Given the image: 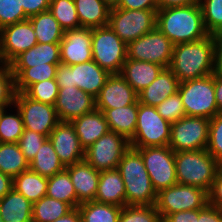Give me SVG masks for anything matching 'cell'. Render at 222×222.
Returning a JSON list of instances; mask_svg holds the SVG:
<instances>
[{"label": "cell", "mask_w": 222, "mask_h": 222, "mask_svg": "<svg viewBox=\"0 0 222 222\" xmlns=\"http://www.w3.org/2000/svg\"><path fill=\"white\" fill-rule=\"evenodd\" d=\"M49 11L64 31L80 27L74 0H50Z\"/></svg>", "instance_id": "obj_38"}, {"label": "cell", "mask_w": 222, "mask_h": 222, "mask_svg": "<svg viewBox=\"0 0 222 222\" xmlns=\"http://www.w3.org/2000/svg\"><path fill=\"white\" fill-rule=\"evenodd\" d=\"M58 92L56 79H49L32 84L24 93L33 100L54 106Z\"/></svg>", "instance_id": "obj_42"}, {"label": "cell", "mask_w": 222, "mask_h": 222, "mask_svg": "<svg viewBox=\"0 0 222 222\" xmlns=\"http://www.w3.org/2000/svg\"><path fill=\"white\" fill-rule=\"evenodd\" d=\"M33 204L14 189L0 199V217L4 222H32Z\"/></svg>", "instance_id": "obj_28"}, {"label": "cell", "mask_w": 222, "mask_h": 222, "mask_svg": "<svg viewBox=\"0 0 222 222\" xmlns=\"http://www.w3.org/2000/svg\"><path fill=\"white\" fill-rule=\"evenodd\" d=\"M58 65L45 64L40 66H34L25 68L15 78L16 92H25L32 84L41 82L44 80L55 79Z\"/></svg>", "instance_id": "obj_37"}, {"label": "cell", "mask_w": 222, "mask_h": 222, "mask_svg": "<svg viewBox=\"0 0 222 222\" xmlns=\"http://www.w3.org/2000/svg\"><path fill=\"white\" fill-rule=\"evenodd\" d=\"M212 74L216 77L222 78V39L217 42L214 51V62Z\"/></svg>", "instance_id": "obj_54"}, {"label": "cell", "mask_w": 222, "mask_h": 222, "mask_svg": "<svg viewBox=\"0 0 222 222\" xmlns=\"http://www.w3.org/2000/svg\"><path fill=\"white\" fill-rule=\"evenodd\" d=\"M119 206L89 201L78 206L82 222H118Z\"/></svg>", "instance_id": "obj_36"}, {"label": "cell", "mask_w": 222, "mask_h": 222, "mask_svg": "<svg viewBox=\"0 0 222 222\" xmlns=\"http://www.w3.org/2000/svg\"><path fill=\"white\" fill-rule=\"evenodd\" d=\"M20 0H0V30L8 25L28 20Z\"/></svg>", "instance_id": "obj_43"}, {"label": "cell", "mask_w": 222, "mask_h": 222, "mask_svg": "<svg viewBox=\"0 0 222 222\" xmlns=\"http://www.w3.org/2000/svg\"><path fill=\"white\" fill-rule=\"evenodd\" d=\"M157 10L112 8L108 25L123 42L128 44L156 27Z\"/></svg>", "instance_id": "obj_10"}, {"label": "cell", "mask_w": 222, "mask_h": 222, "mask_svg": "<svg viewBox=\"0 0 222 222\" xmlns=\"http://www.w3.org/2000/svg\"><path fill=\"white\" fill-rule=\"evenodd\" d=\"M94 201L113 204L119 207L126 205L125 185L118 169L100 172L99 184Z\"/></svg>", "instance_id": "obj_26"}, {"label": "cell", "mask_w": 222, "mask_h": 222, "mask_svg": "<svg viewBox=\"0 0 222 222\" xmlns=\"http://www.w3.org/2000/svg\"><path fill=\"white\" fill-rule=\"evenodd\" d=\"M130 142L120 134L109 131L85 149V160L99 172L117 169Z\"/></svg>", "instance_id": "obj_14"}, {"label": "cell", "mask_w": 222, "mask_h": 222, "mask_svg": "<svg viewBox=\"0 0 222 222\" xmlns=\"http://www.w3.org/2000/svg\"><path fill=\"white\" fill-rule=\"evenodd\" d=\"M0 36L2 54L8 65L22 52L38 43L29 19L3 27Z\"/></svg>", "instance_id": "obj_16"}, {"label": "cell", "mask_w": 222, "mask_h": 222, "mask_svg": "<svg viewBox=\"0 0 222 222\" xmlns=\"http://www.w3.org/2000/svg\"><path fill=\"white\" fill-rule=\"evenodd\" d=\"M28 19L32 23L38 43H60L62 41L64 30L49 10Z\"/></svg>", "instance_id": "obj_31"}, {"label": "cell", "mask_w": 222, "mask_h": 222, "mask_svg": "<svg viewBox=\"0 0 222 222\" xmlns=\"http://www.w3.org/2000/svg\"><path fill=\"white\" fill-rule=\"evenodd\" d=\"M13 106L20 111L24 129L49 137L60 122L55 107L29 98L24 92H16Z\"/></svg>", "instance_id": "obj_15"}, {"label": "cell", "mask_w": 222, "mask_h": 222, "mask_svg": "<svg viewBox=\"0 0 222 222\" xmlns=\"http://www.w3.org/2000/svg\"><path fill=\"white\" fill-rule=\"evenodd\" d=\"M157 112L167 121L173 123L186 116L182 100L177 91L156 106Z\"/></svg>", "instance_id": "obj_45"}, {"label": "cell", "mask_w": 222, "mask_h": 222, "mask_svg": "<svg viewBox=\"0 0 222 222\" xmlns=\"http://www.w3.org/2000/svg\"><path fill=\"white\" fill-rule=\"evenodd\" d=\"M29 169V162L18 143L0 142V172L12 179Z\"/></svg>", "instance_id": "obj_33"}, {"label": "cell", "mask_w": 222, "mask_h": 222, "mask_svg": "<svg viewBox=\"0 0 222 222\" xmlns=\"http://www.w3.org/2000/svg\"><path fill=\"white\" fill-rule=\"evenodd\" d=\"M53 222H82L78 208H73L69 213Z\"/></svg>", "instance_id": "obj_57"}, {"label": "cell", "mask_w": 222, "mask_h": 222, "mask_svg": "<svg viewBox=\"0 0 222 222\" xmlns=\"http://www.w3.org/2000/svg\"><path fill=\"white\" fill-rule=\"evenodd\" d=\"M118 222H162L156 205H125Z\"/></svg>", "instance_id": "obj_41"}, {"label": "cell", "mask_w": 222, "mask_h": 222, "mask_svg": "<svg viewBox=\"0 0 222 222\" xmlns=\"http://www.w3.org/2000/svg\"><path fill=\"white\" fill-rule=\"evenodd\" d=\"M47 183L48 178L28 169L13 178V189L33 204L46 195Z\"/></svg>", "instance_id": "obj_30"}, {"label": "cell", "mask_w": 222, "mask_h": 222, "mask_svg": "<svg viewBox=\"0 0 222 222\" xmlns=\"http://www.w3.org/2000/svg\"><path fill=\"white\" fill-rule=\"evenodd\" d=\"M201 0H157V8L165 9L170 7L200 5Z\"/></svg>", "instance_id": "obj_53"}, {"label": "cell", "mask_w": 222, "mask_h": 222, "mask_svg": "<svg viewBox=\"0 0 222 222\" xmlns=\"http://www.w3.org/2000/svg\"><path fill=\"white\" fill-rule=\"evenodd\" d=\"M198 210H186L170 214L163 222H197Z\"/></svg>", "instance_id": "obj_52"}, {"label": "cell", "mask_w": 222, "mask_h": 222, "mask_svg": "<svg viewBox=\"0 0 222 222\" xmlns=\"http://www.w3.org/2000/svg\"><path fill=\"white\" fill-rule=\"evenodd\" d=\"M197 222H222V210L208 203L198 210Z\"/></svg>", "instance_id": "obj_50"}, {"label": "cell", "mask_w": 222, "mask_h": 222, "mask_svg": "<svg viewBox=\"0 0 222 222\" xmlns=\"http://www.w3.org/2000/svg\"><path fill=\"white\" fill-rule=\"evenodd\" d=\"M25 14L28 17L49 10L50 0H20Z\"/></svg>", "instance_id": "obj_49"}, {"label": "cell", "mask_w": 222, "mask_h": 222, "mask_svg": "<svg viewBox=\"0 0 222 222\" xmlns=\"http://www.w3.org/2000/svg\"><path fill=\"white\" fill-rule=\"evenodd\" d=\"M48 138L35 131L24 129L18 144L28 162L35 157L36 153Z\"/></svg>", "instance_id": "obj_47"}, {"label": "cell", "mask_w": 222, "mask_h": 222, "mask_svg": "<svg viewBox=\"0 0 222 222\" xmlns=\"http://www.w3.org/2000/svg\"><path fill=\"white\" fill-rule=\"evenodd\" d=\"M92 59L105 71L120 74L127 59V44L109 25L92 29Z\"/></svg>", "instance_id": "obj_7"}, {"label": "cell", "mask_w": 222, "mask_h": 222, "mask_svg": "<svg viewBox=\"0 0 222 222\" xmlns=\"http://www.w3.org/2000/svg\"><path fill=\"white\" fill-rule=\"evenodd\" d=\"M104 113L109 130L116 132L130 141L135 134L138 103L113 109H97Z\"/></svg>", "instance_id": "obj_27"}, {"label": "cell", "mask_w": 222, "mask_h": 222, "mask_svg": "<svg viewBox=\"0 0 222 222\" xmlns=\"http://www.w3.org/2000/svg\"><path fill=\"white\" fill-rule=\"evenodd\" d=\"M126 190V205H154L157 193L153 189L141 154L130 147L123 155L117 168Z\"/></svg>", "instance_id": "obj_3"}, {"label": "cell", "mask_w": 222, "mask_h": 222, "mask_svg": "<svg viewBox=\"0 0 222 222\" xmlns=\"http://www.w3.org/2000/svg\"><path fill=\"white\" fill-rule=\"evenodd\" d=\"M61 63L59 43H37L27 51L22 52L9 65L16 78L25 68L45 64Z\"/></svg>", "instance_id": "obj_21"}, {"label": "cell", "mask_w": 222, "mask_h": 222, "mask_svg": "<svg viewBox=\"0 0 222 222\" xmlns=\"http://www.w3.org/2000/svg\"><path fill=\"white\" fill-rule=\"evenodd\" d=\"M209 204L222 210V165L219 168L211 190L208 192Z\"/></svg>", "instance_id": "obj_48"}, {"label": "cell", "mask_w": 222, "mask_h": 222, "mask_svg": "<svg viewBox=\"0 0 222 222\" xmlns=\"http://www.w3.org/2000/svg\"><path fill=\"white\" fill-rule=\"evenodd\" d=\"M48 138L64 167L85 159V149L80 145L71 122H59Z\"/></svg>", "instance_id": "obj_19"}, {"label": "cell", "mask_w": 222, "mask_h": 222, "mask_svg": "<svg viewBox=\"0 0 222 222\" xmlns=\"http://www.w3.org/2000/svg\"><path fill=\"white\" fill-rule=\"evenodd\" d=\"M171 123L165 120L156 107L138 103V115L134 137L129 141L132 148L168 146Z\"/></svg>", "instance_id": "obj_6"}, {"label": "cell", "mask_w": 222, "mask_h": 222, "mask_svg": "<svg viewBox=\"0 0 222 222\" xmlns=\"http://www.w3.org/2000/svg\"><path fill=\"white\" fill-rule=\"evenodd\" d=\"M135 149L141 154L156 193L178 183L175 171V152L169 146Z\"/></svg>", "instance_id": "obj_11"}, {"label": "cell", "mask_w": 222, "mask_h": 222, "mask_svg": "<svg viewBox=\"0 0 222 222\" xmlns=\"http://www.w3.org/2000/svg\"><path fill=\"white\" fill-rule=\"evenodd\" d=\"M60 122H71L96 109V99L76 86L59 88L54 105Z\"/></svg>", "instance_id": "obj_17"}, {"label": "cell", "mask_w": 222, "mask_h": 222, "mask_svg": "<svg viewBox=\"0 0 222 222\" xmlns=\"http://www.w3.org/2000/svg\"><path fill=\"white\" fill-rule=\"evenodd\" d=\"M60 44V60L66 65L85 63L92 59V29L79 27L64 31Z\"/></svg>", "instance_id": "obj_18"}, {"label": "cell", "mask_w": 222, "mask_h": 222, "mask_svg": "<svg viewBox=\"0 0 222 222\" xmlns=\"http://www.w3.org/2000/svg\"><path fill=\"white\" fill-rule=\"evenodd\" d=\"M96 99V109L125 107L138 102V93L120 74H111Z\"/></svg>", "instance_id": "obj_20"}, {"label": "cell", "mask_w": 222, "mask_h": 222, "mask_svg": "<svg viewBox=\"0 0 222 222\" xmlns=\"http://www.w3.org/2000/svg\"><path fill=\"white\" fill-rule=\"evenodd\" d=\"M29 169L46 178L65 169L49 138L43 143L31 162H29Z\"/></svg>", "instance_id": "obj_32"}, {"label": "cell", "mask_w": 222, "mask_h": 222, "mask_svg": "<svg viewBox=\"0 0 222 222\" xmlns=\"http://www.w3.org/2000/svg\"><path fill=\"white\" fill-rule=\"evenodd\" d=\"M80 27L89 29L108 25L111 8L103 0H74Z\"/></svg>", "instance_id": "obj_29"}, {"label": "cell", "mask_w": 222, "mask_h": 222, "mask_svg": "<svg viewBox=\"0 0 222 222\" xmlns=\"http://www.w3.org/2000/svg\"><path fill=\"white\" fill-rule=\"evenodd\" d=\"M2 63V64H1ZM0 69H3L8 66L2 54V45H1V36H0Z\"/></svg>", "instance_id": "obj_59"}, {"label": "cell", "mask_w": 222, "mask_h": 222, "mask_svg": "<svg viewBox=\"0 0 222 222\" xmlns=\"http://www.w3.org/2000/svg\"><path fill=\"white\" fill-rule=\"evenodd\" d=\"M13 189V179L0 172V199Z\"/></svg>", "instance_id": "obj_55"}, {"label": "cell", "mask_w": 222, "mask_h": 222, "mask_svg": "<svg viewBox=\"0 0 222 222\" xmlns=\"http://www.w3.org/2000/svg\"><path fill=\"white\" fill-rule=\"evenodd\" d=\"M109 76L107 71L91 60L74 65L60 63L55 79L59 88L76 86L96 98Z\"/></svg>", "instance_id": "obj_8"}, {"label": "cell", "mask_w": 222, "mask_h": 222, "mask_svg": "<svg viewBox=\"0 0 222 222\" xmlns=\"http://www.w3.org/2000/svg\"><path fill=\"white\" fill-rule=\"evenodd\" d=\"M200 6L208 34L222 38V0H201Z\"/></svg>", "instance_id": "obj_40"}, {"label": "cell", "mask_w": 222, "mask_h": 222, "mask_svg": "<svg viewBox=\"0 0 222 222\" xmlns=\"http://www.w3.org/2000/svg\"><path fill=\"white\" fill-rule=\"evenodd\" d=\"M156 27L174 45L198 41L209 35L204 26L200 5L157 10Z\"/></svg>", "instance_id": "obj_2"}, {"label": "cell", "mask_w": 222, "mask_h": 222, "mask_svg": "<svg viewBox=\"0 0 222 222\" xmlns=\"http://www.w3.org/2000/svg\"><path fill=\"white\" fill-rule=\"evenodd\" d=\"M219 39L208 35L198 41L174 45L168 68L180 83L212 74L214 51Z\"/></svg>", "instance_id": "obj_1"}, {"label": "cell", "mask_w": 222, "mask_h": 222, "mask_svg": "<svg viewBox=\"0 0 222 222\" xmlns=\"http://www.w3.org/2000/svg\"><path fill=\"white\" fill-rule=\"evenodd\" d=\"M210 119L185 116L171 123L169 147L174 152L206 149L209 140Z\"/></svg>", "instance_id": "obj_12"}, {"label": "cell", "mask_w": 222, "mask_h": 222, "mask_svg": "<svg viewBox=\"0 0 222 222\" xmlns=\"http://www.w3.org/2000/svg\"><path fill=\"white\" fill-rule=\"evenodd\" d=\"M15 95V77L8 65L0 69V109L14 105Z\"/></svg>", "instance_id": "obj_46"}, {"label": "cell", "mask_w": 222, "mask_h": 222, "mask_svg": "<svg viewBox=\"0 0 222 222\" xmlns=\"http://www.w3.org/2000/svg\"><path fill=\"white\" fill-rule=\"evenodd\" d=\"M209 203L208 192L199 187L176 183L157 193L156 208L162 222L175 212L199 210Z\"/></svg>", "instance_id": "obj_9"}, {"label": "cell", "mask_w": 222, "mask_h": 222, "mask_svg": "<svg viewBox=\"0 0 222 222\" xmlns=\"http://www.w3.org/2000/svg\"><path fill=\"white\" fill-rule=\"evenodd\" d=\"M186 116L213 118L219 113L214 89V75L181 82L178 87Z\"/></svg>", "instance_id": "obj_5"}, {"label": "cell", "mask_w": 222, "mask_h": 222, "mask_svg": "<svg viewBox=\"0 0 222 222\" xmlns=\"http://www.w3.org/2000/svg\"><path fill=\"white\" fill-rule=\"evenodd\" d=\"M179 80L169 68H164L159 76L138 93V102L156 107L178 91Z\"/></svg>", "instance_id": "obj_24"}, {"label": "cell", "mask_w": 222, "mask_h": 222, "mask_svg": "<svg viewBox=\"0 0 222 222\" xmlns=\"http://www.w3.org/2000/svg\"><path fill=\"white\" fill-rule=\"evenodd\" d=\"M163 69V66L155 63L126 59L120 75L139 93L149 86Z\"/></svg>", "instance_id": "obj_25"}, {"label": "cell", "mask_w": 222, "mask_h": 222, "mask_svg": "<svg viewBox=\"0 0 222 222\" xmlns=\"http://www.w3.org/2000/svg\"><path fill=\"white\" fill-rule=\"evenodd\" d=\"M221 164L206 150L175 152V171L179 184L209 192Z\"/></svg>", "instance_id": "obj_4"}, {"label": "cell", "mask_w": 222, "mask_h": 222, "mask_svg": "<svg viewBox=\"0 0 222 222\" xmlns=\"http://www.w3.org/2000/svg\"><path fill=\"white\" fill-rule=\"evenodd\" d=\"M72 209L69 204L45 195L33 203L32 222H53Z\"/></svg>", "instance_id": "obj_35"}, {"label": "cell", "mask_w": 222, "mask_h": 222, "mask_svg": "<svg viewBox=\"0 0 222 222\" xmlns=\"http://www.w3.org/2000/svg\"><path fill=\"white\" fill-rule=\"evenodd\" d=\"M111 9L119 6L121 0H103Z\"/></svg>", "instance_id": "obj_58"}, {"label": "cell", "mask_w": 222, "mask_h": 222, "mask_svg": "<svg viewBox=\"0 0 222 222\" xmlns=\"http://www.w3.org/2000/svg\"><path fill=\"white\" fill-rule=\"evenodd\" d=\"M46 195L77 208L76 192L66 169L48 178Z\"/></svg>", "instance_id": "obj_34"}, {"label": "cell", "mask_w": 222, "mask_h": 222, "mask_svg": "<svg viewBox=\"0 0 222 222\" xmlns=\"http://www.w3.org/2000/svg\"><path fill=\"white\" fill-rule=\"evenodd\" d=\"M71 124L74 126L80 145L84 149L110 131L104 113L97 109L73 119Z\"/></svg>", "instance_id": "obj_23"}, {"label": "cell", "mask_w": 222, "mask_h": 222, "mask_svg": "<svg viewBox=\"0 0 222 222\" xmlns=\"http://www.w3.org/2000/svg\"><path fill=\"white\" fill-rule=\"evenodd\" d=\"M206 150L222 165V112L210 119Z\"/></svg>", "instance_id": "obj_44"}, {"label": "cell", "mask_w": 222, "mask_h": 222, "mask_svg": "<svg viewBox=\"0 0 222 222\" xmlns=\"http://www.w3.org/2000/svg\"><path fill=\"white\" fill-rule=\"evenodd\" d=\"M6 108L0 111V142L18 143L24 131L20 111L17 114H6Z\"/></svg>", "instance_id": "obj_39"}, {"label": "cell", "mask_w": 222, "mask_h": 222, "mask_svg": "<svg viewBox=\"0 0 222 222\" xmlns=\"http://www.w3.org/2000/svg\"><path fill=\"white\" fill-rule=\"evenodd\" d=\"M214 89L218 111L222 112V78L214 76Z\"/></svg>", "instance_id": "obj_56"}, {"label": "cell", "mask_w": 222, "mask_h": 222, "mask_svg": "<svg viewBox=\"0 0 222 222\" xmlns=\"http://www.w3.org/2000/svg\"><path fill=\"white\" fill-rule=\"evenodd\" d=\"M174 44L157 27L127 44V59L147 61L168 68Z\"/></svg>", "instance_id": "obj_13"}, {"label": "cell", "mask_w": 222, "mask_h": 222, "mask_svg": "<svg viewBox=\"0 0 222 222\" xmlns=\"http://www.w3.org/2000/svg\"><path fill=\"white\" fill-rule=\"evenodd\" d=\"M68 171L77 196V208L81 203L94 201L100 179L96 171L85 159L65 167Z\"/></svg>", "instance_id": "obj_22"}, {"label": "cell", "mask_w": 222, "mask_h": 222, "mask_svg": "<svg viewBox=\"0 0 222 222\" xmlns=\"http://www.w3.org/2000/svg\"><path fill=\"white\" fill-rule=\"evenodd\" d=\"M116 8L129 10L158 9L157 0H121Z\"/></svg>", "instance_id": "obj_51"}]
</instances>
